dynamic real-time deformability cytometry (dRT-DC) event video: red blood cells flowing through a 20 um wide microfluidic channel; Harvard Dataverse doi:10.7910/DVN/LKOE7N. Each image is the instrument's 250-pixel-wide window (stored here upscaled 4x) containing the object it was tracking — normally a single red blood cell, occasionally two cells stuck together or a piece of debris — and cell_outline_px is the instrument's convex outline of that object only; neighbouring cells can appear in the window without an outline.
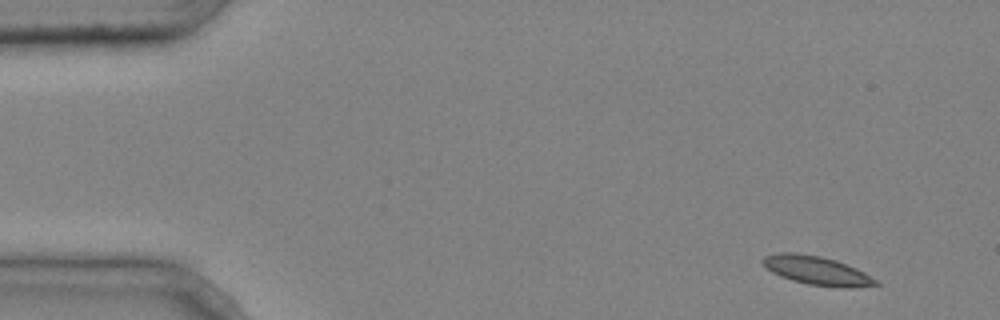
{"species": "common noctule bat (a hibernating species)", "species_latin": "Nyctalus noctula", "temperature_condition": "cold", "stored_images_in_passage": 4, "camera_frame_rate_fps": 3000, "um_per_image_px": 0.085, "animal": {"sex": "male", "body_mass_g": 20.4}, "frame": {"image": 1, "passage_image": 1, "time_ms": 0.0, "image_size_px": [1000, 320], "cell_outline_px": [[880, 284], [852, 288], [840, 288], [808, 284], [792, 280], [780, 276], [772, 272], [760, 260], [764, 256], [780, 252], [796, 252], [820, 256], [836, 260], [856, 268], [880, 280]], "centroid_in_image_um": [69.47, 23.0], "position_along_channel_um": 15.5, "area_um2": 19.07}}
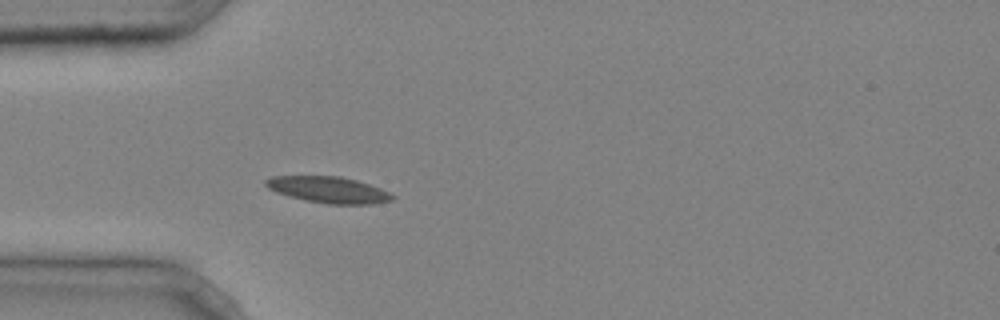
{"frame": {"image": 2, "passage_image": 4, "time_ms": 1.0, "image_size_px": [1000, 320], "cell_outline_px": [[396, 196], [392, 200], [372, 204], [328, 204], [304, 200], [288, 196], [276, 192], [268, 188], [264, 184], [264, 180], [272, 176], [340, 176], [356, 180], [380, 188]], "centroid_in_image_um": [27.89, 16.13], "position_along_channel_um": 57.1, "area_um2": 19.42}}